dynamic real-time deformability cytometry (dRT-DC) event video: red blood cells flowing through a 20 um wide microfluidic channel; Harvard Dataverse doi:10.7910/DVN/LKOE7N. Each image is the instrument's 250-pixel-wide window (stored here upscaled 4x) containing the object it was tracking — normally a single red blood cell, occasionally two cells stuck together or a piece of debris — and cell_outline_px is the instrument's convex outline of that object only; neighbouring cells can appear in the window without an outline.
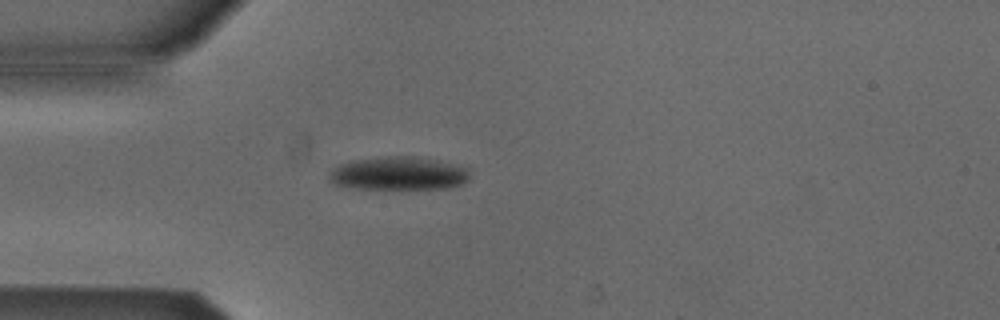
{"species": "Egyptian fruit bat (a non-hibernating species)", "species_latin": "Rousettus aegyptiacus", "temperature_condition": "cold", "stored_images_in_passage": 35, "camera_frame_rate_fps": 3000, "um_per_image_px": 0.085, "animal": {"sex": "male"}, "frame": {"image": 1, "passage_image": 1, "time_ms": 0.0, "image_size_px": [1000, 320], "cell_outline_px": [[468, 180], [460, 184], [444, 188], [356, 188], [336, 184], [328, 176], [328, 172], [336, 164], [352, 160], [388, 156], [412, 156], [440, 160], [468, 168]], "centroid_in_image_um": [33.85, 14.72], "position_along_channel_um": 51.2, "area_um2": 27.11}}
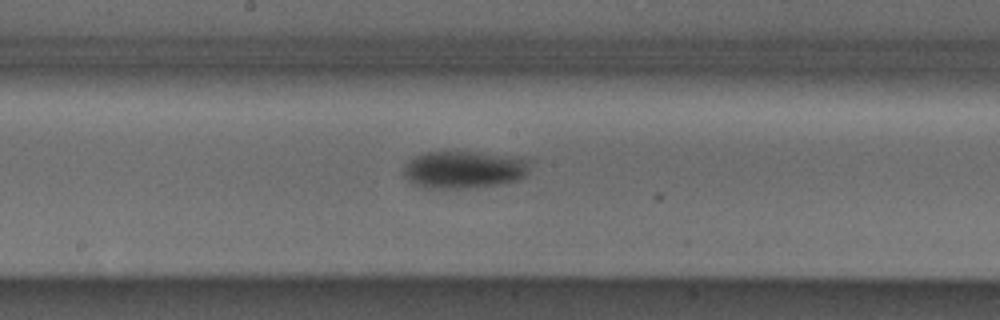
{"frame": {"image": 2, "passage_image": 14, "time_ms": 4.333, "image_size_px": [1000, 320], "cell_outline_px": [[532, 160], [528, 172], [524, 176], [516, 180], [500, 184], [472, 188], [424, 188], [412, 184], [404, 176], [404, 164], [408, 160], [424, 152], [480, 152], [516, 156]], "centroid_in_image_um": [39.45, 14.41], "position_along_channel_um": 208.8, "area_um2": 27.98}}
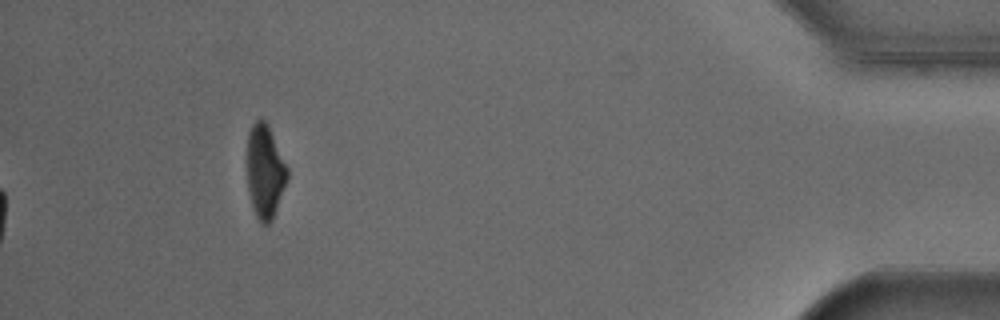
{"frame": {"image": 3, "passage_image": 35, "time_ms": 11.333, "image_size_px": [1000, 320], "cell_outline_px": [[288, 176], [272, 220], [268, 224], [260, 224], [256, 216], [252, 204], [248, 188], [248, 132], [252, 124], [256, 120], [264, 120], [288, 168]], "centroid_in_image_um": [22.52, 14.62], "position_along_channel_um": 412.7, "area_um2": 21.21}, "authors_computed_cell_mechanics": {"area_um2": 27.5706, "velocity_mm_per_s": 3.8649, "shape_relaxation_time_tau1_ms": 2.0897, "shape_relaxation_time_tau2_ms": null, "deformation_change_tau1": 0.1085, "deformation_change_tau2": null}}